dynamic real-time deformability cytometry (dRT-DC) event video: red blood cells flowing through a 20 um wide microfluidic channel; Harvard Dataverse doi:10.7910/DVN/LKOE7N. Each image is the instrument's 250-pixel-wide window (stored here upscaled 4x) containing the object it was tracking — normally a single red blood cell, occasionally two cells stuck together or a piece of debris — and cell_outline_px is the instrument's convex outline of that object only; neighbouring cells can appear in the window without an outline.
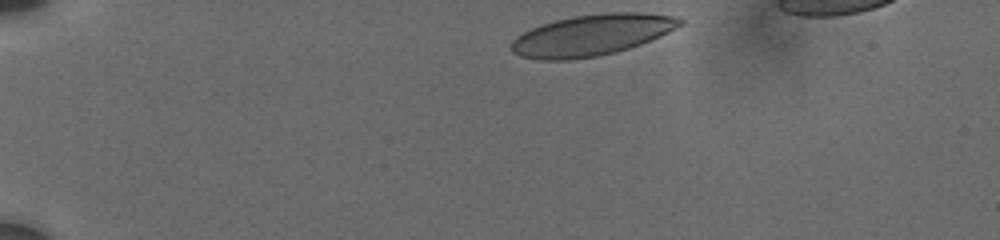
{"species": "human", "species_latin": "Homo sapiens", "temperature_condition": "cold", "stored_images_in_passage": 39, "camera_frame_rate_fps": 3000, "um_per_image_px": 0.085, "donor": {"sex": "male"}, "frame": {"image": 1, "passage_image": 1, "time_ms": 0.0, "image_size_px": [1000, 240], "cell_outline_px": [[684, 24], [668, 32], [640, 44], [616, 52], [596, 56], [568, 60], [540, 60], [520, 56], [512, 52], [512, 40], [516, 36], [532, 28], [556, 20], [572, 16], [604, 12], [640, 12], [672, 16], [684, 20]], "centroid_in_image_um": [50.29, 2.97], "position_along_channel_um": 34.7, "area_um2": 40.23}}
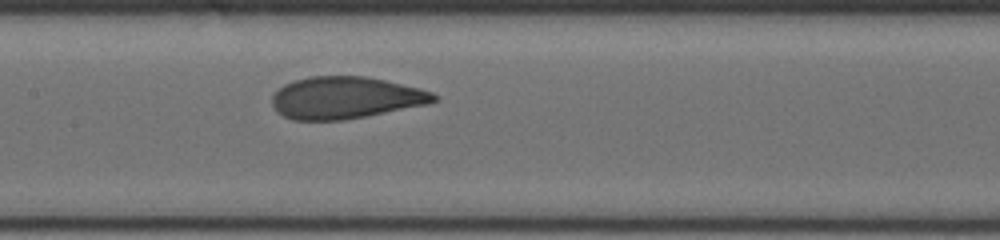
{"frame": {"image": 2, "passage_image": 22, "time_ms": 6.0, "image_size_px": [1000, 240], "cell_outline_px": [[440, 96], [436, 100], [428, 104], [344, 120], [292, 120], [276, 112], [272, 104], [272, 96], [284, 84], [308, 76], [368, 76], [420, 88], [432, 92]], "centroid_in_image_um": [29.37, 8.3], "position_along_channel_um": 178.0, "area_um2": 39.65}}
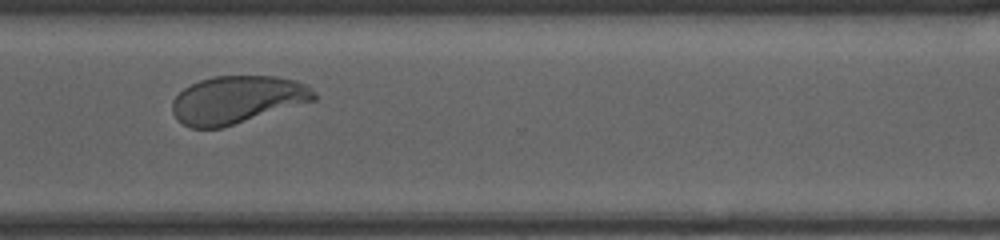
{"frame": {"image": 3, "passage_image": 38, "time_ms": 10.667, "image_size_px": [1000, 240], "cell_outline_px": [[316, 100], [220, 128], [192, 128], [184, 124], [172, 112], [172, 100], [184, 88], [200, 80], [216, 76], [276, 76], [296, 80], [308, 84], [316, 92]], "centroid_in_image_um": [20.19, 8.46], "position_along_channel_um": 350.4, "area_um2": 39.19}}